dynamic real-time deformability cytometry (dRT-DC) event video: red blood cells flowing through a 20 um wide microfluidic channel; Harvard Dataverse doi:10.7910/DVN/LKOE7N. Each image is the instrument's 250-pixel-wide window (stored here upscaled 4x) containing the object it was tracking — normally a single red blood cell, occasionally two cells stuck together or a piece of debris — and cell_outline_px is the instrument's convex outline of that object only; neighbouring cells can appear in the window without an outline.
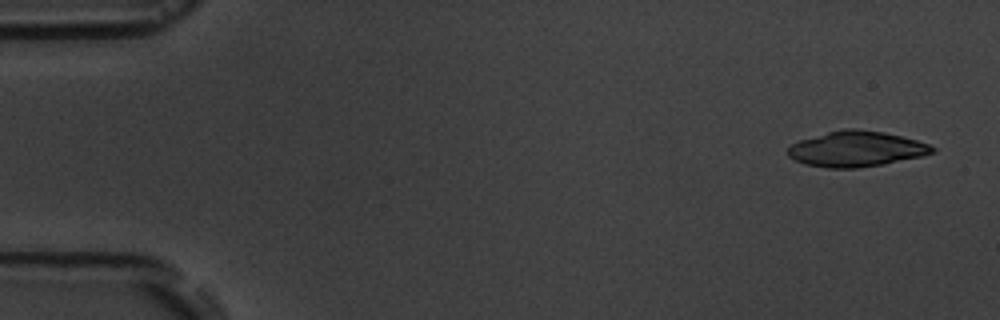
{"species": "common noctule bat (a hibernating species)", "species_latin": "Nyctalus noctula", "temperature_condition": "room temperature", "stored_images_in_passage": 8, "camera_frame_rate_fps": 3000, "um_per_image_px": 0.085, "animal": {"sex": "male", "body_mass_g": 19.5, "forearm_length_mm": 54.6}, "frame": {"image": 1, "passage_image": 1, "time_ms": 0.0, "image_size_px": [1000, 320], "cell_outline_px": [[936, 152], [920, 156], [884, 164], [856, 168], [828, 168], [804, 164], [788, 156], [788, 148], [792, 144], [800, 140], [828, 132], [844, 128], [856, 128], [884, 132], [916, 140], [928, 144], [936, 148]], "centroid_in_image_um": [72.78, 12.66], "position_along_channel_um": 12.2, "area_um2": 29.71}}
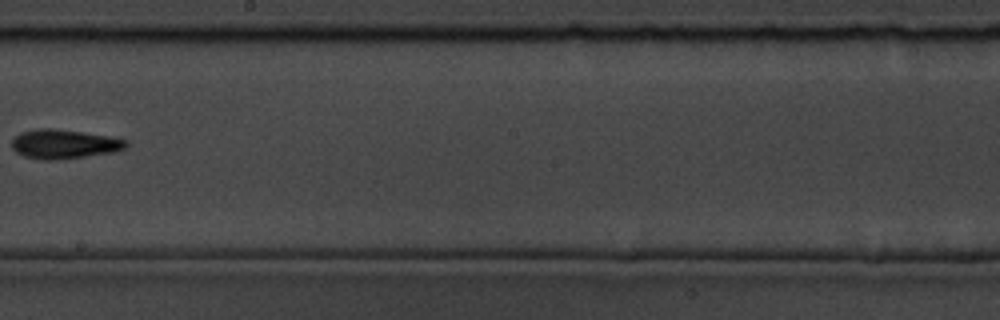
{"frame": {"image": 2, "passage_image": 8, "time_ms": 10.0, "image_size_px": [1000, 320], "cell_outline_px": [[128, 144], [124, 148], [112, 152], [56, 160], [44, 160], [24, 156], [16, 152], [12, 148], [12, 140], [20, 132], [40, 128], [52, 128], [108, 136], [128, 140]], "centroid_in_image_um": [5.41, 12.24], "position_along_channel_um": 242.8, "area_um2": 19.19}}